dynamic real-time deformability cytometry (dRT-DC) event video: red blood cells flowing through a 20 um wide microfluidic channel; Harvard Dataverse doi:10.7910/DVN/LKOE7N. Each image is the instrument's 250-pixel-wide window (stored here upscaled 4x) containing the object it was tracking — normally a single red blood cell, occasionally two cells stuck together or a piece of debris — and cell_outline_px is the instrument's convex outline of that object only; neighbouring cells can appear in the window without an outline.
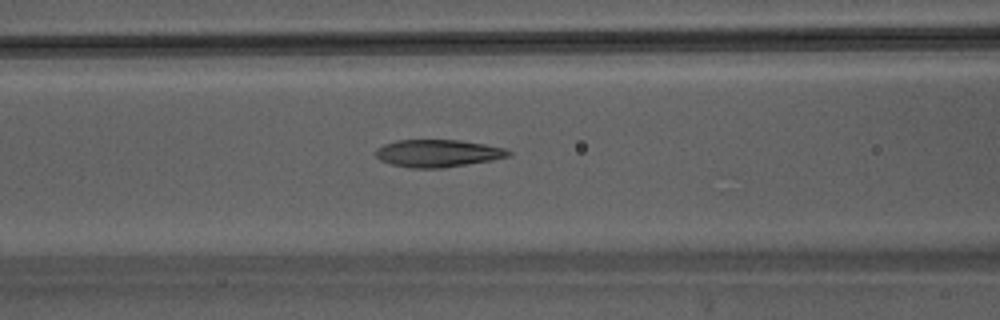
{"species": "Egyptian fruit bat (a non-hibernating species)", "species_latin": "Rousettus aegyptiacus", "temperature_condition": "warm", "stored_images_in_passage": 42, "camera_frame_rate_fps": 3000, "um_per_image_px": 0.085, "animal": {"sex": "male"}, "frame": {"image": 1, "passage_image": 16, "time_ms": 5.0, "image_size_px": [1000, 320], "cell_outline_px": [[512, 156], [492, 160], [444, 168], [412, 168], [392, 164], [380, 160], [376, 156], [376, 148], [384, 144], [396, 140], [460, 140], [484, 144], [504, 148], [512, 152]], "centroid_in_image_um": [37.23, 13.03], "position_along_channel_um": 129.4, "area_um2": 21.27}}
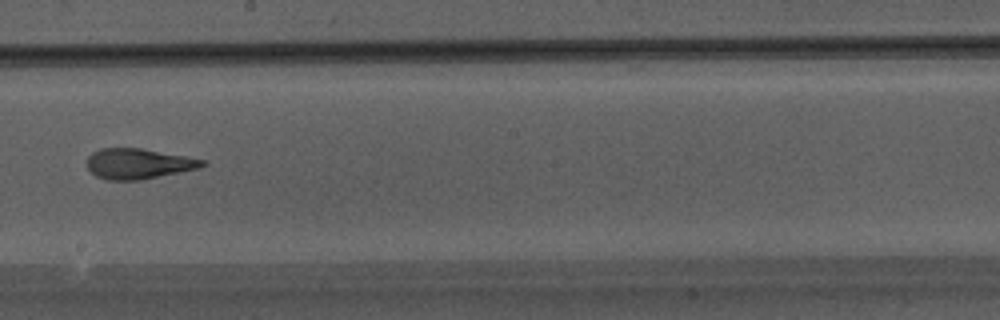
{"frame": {"image": 2, "passage_image": 23, "time_ms": 7.333, "image_size_px": [1000, 320], "cell_outline_px": [[208, 164], [200, 168], [140, 180], [108, 180], [96, 176], [88, 168], [88, 156], [92, 152], [100, 148], [140, 148], [184, 156], [204, 160]], "centroid_in_image_um": [11.76, 13.91], "position_along_channel_um": 236.4, "area_um2": 20.29}}
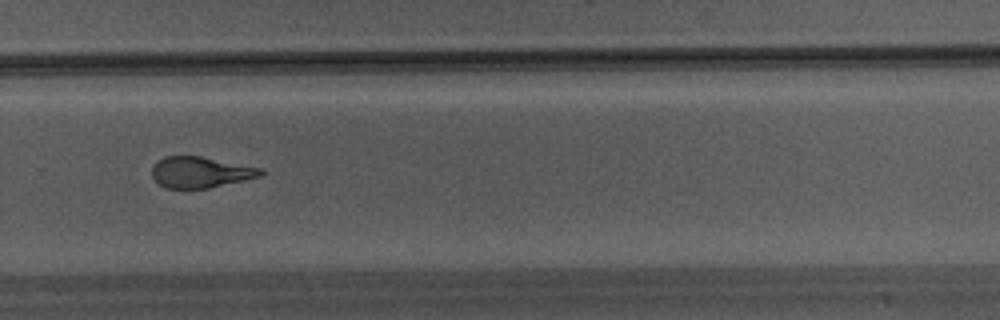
{"frame": {"image": 3, "passage_image": 28, "time_ms": 9.0, "image_size_px": [1000, 320], "cell_outline_px": [[264, 172], [260, 176], [244, 180], [208, 188], [164, 188], [152, 176], [152, 168], [156, 160], [164, 156], [200, 156], [264, 168]], "centroid_in_image_um": [17.03, 14.63], "position_along_channel_um": 312.8, "area_um2": 19.65}}